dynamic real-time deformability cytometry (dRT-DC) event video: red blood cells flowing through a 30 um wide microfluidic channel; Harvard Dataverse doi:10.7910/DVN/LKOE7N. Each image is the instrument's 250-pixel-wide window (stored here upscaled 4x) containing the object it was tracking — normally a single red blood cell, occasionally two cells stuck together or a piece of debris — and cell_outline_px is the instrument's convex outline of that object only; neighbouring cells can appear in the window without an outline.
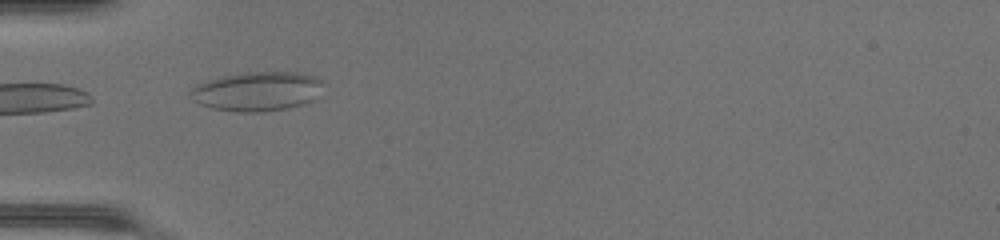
{"species": "common noctule bat (a hibernating species)", "species_latin": "Nyctalus noctula", "temperature_condition": "warm", "stored_images_in_passage": 4, "camera_frame_rate_fps": 3000, "um_per_image_px": 0.085, "animal": {"sex": "female", "body_mass_g": 17.0, "forearm_length_mm": 48.0}, "frame": {"image": 1, "passage_image": 1, "time_ms": 0.0, "image_size_px": [1000, 240], "cell_outline_px": [[320, 80], [312, 100], [288, 108], [264, 112], [236, 112], [212, 108], [200, 104], [192, 100], [188, 92], [196, 84], [208, 80], [224, 76], [248, 72], [292, 72], [316, 76]], "centroid_in_image_um": [21.74, 7.77], "position_along_channel_um": 63.3, "area_um2": 29.88}}